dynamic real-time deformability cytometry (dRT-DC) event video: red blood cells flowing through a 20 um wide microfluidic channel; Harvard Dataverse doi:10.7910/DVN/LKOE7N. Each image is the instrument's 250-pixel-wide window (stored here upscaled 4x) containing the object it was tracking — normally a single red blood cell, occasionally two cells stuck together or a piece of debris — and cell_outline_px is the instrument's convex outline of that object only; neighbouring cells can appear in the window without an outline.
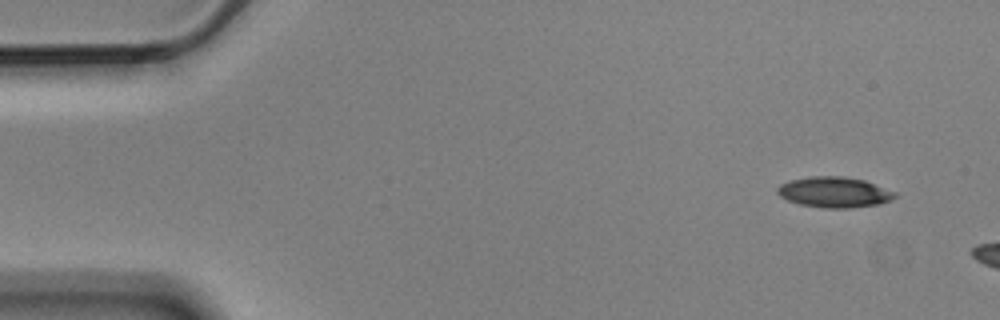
{"species": "Egyptian fruit bat (a non-hibernating species)", "species_latin": "Rousettus aegyptiacus", "temperature_condition": "cold", "stored_images_in_passage": 3, "camera_frame_rate_fps": 3000, "um_per_image_px": 0.085, "animal": {"sex": "male"}, "frame": {"image": 1, "passage_image": 1, "time_ms": 0.0, "image_size_px": [1000, 320], "cell_outline_px": [[896, 196], [892, 200], [880, 204], [848, 208], [824, 208], [800, 204], [788, 200], [780, 196], [776, 192], [776, 188], [780, 184], [788, 180], [812, 176], [844, 176], [864, 180], [896, 192]], "centroid_in_image_um": [70.9, 16.33], "position_along_channel_um": 14.1, "area_um2": 21.04}}